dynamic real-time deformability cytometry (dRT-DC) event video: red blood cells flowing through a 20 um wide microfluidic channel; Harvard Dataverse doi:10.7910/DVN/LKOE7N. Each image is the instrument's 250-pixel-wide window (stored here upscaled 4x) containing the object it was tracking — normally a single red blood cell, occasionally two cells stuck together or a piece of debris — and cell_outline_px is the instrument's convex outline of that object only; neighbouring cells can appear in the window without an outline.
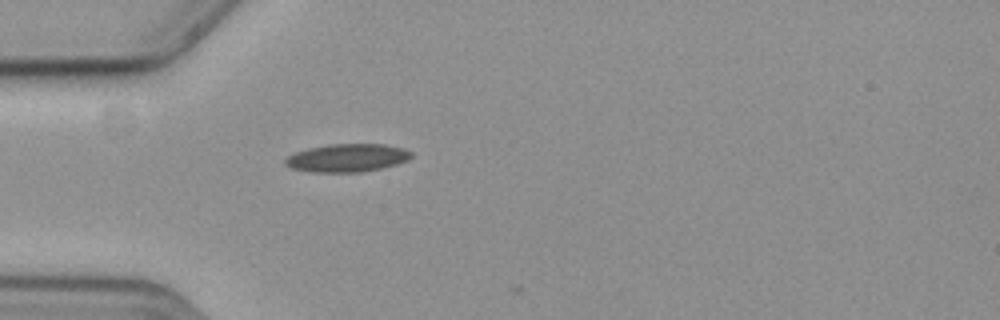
{"species": "common noctule bat (a hibernating species)", "species_latin": "Nyctalus noctula", "temperature_condition": "cold", "stored_images_in_passage": 4, "camera_frame_rate_fps": 3000, "um_per_image_px": 0.085, "animal": {"sex": "female", "body_mass_g": 19.3, "forearm_length_mm": 54.1}, "frame": {"image": 1, "passage_image": 1, "time_ms": 0.0, "image_size_px": [1000, 320], "cell_outline_px": [[412, 156], [408, 160], [396, 164], [380, 168], [360, 172], [308, 172], [288, 168], [284, 164], [284, 160], [288, 156], [296, 152], [308, 148], [328, 144], [384, 144], [404, 148], [412, 152]], "centroid_in_image_um": [29.48, 13.42], "position_along_channel_um": 55.5, "area_um2": 20.75}}